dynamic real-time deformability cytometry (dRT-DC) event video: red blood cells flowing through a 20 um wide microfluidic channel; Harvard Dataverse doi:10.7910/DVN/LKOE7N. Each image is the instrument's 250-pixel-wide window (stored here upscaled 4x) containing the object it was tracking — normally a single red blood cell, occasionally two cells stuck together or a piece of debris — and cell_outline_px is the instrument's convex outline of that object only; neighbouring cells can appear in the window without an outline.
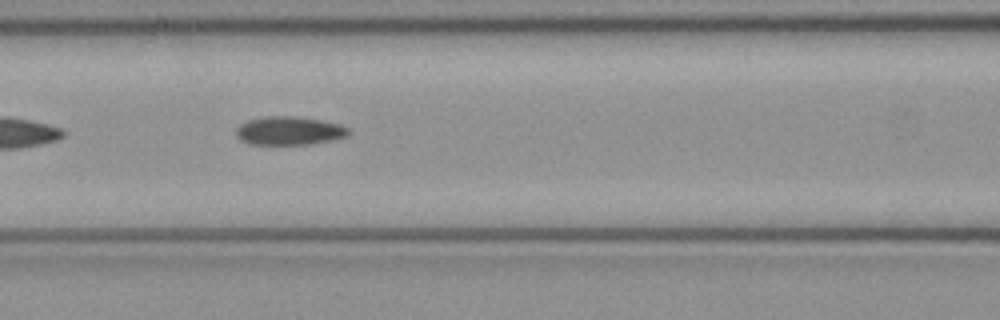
{"species": "common noctule bat (a hibernating species)", "species_latin": "Nyctalus noctula", "temperature_condition": "cold", "stored_images_in_passage": 8, "camera_frame_rate_fps": 3000, "um_per_image_px": 0.085, "animal": {"sex": "female", "body_mass_g": 21.9}, "frame": {"image": 1, "passage_image": 6, "time_ms": 1.667, "image_size_px": [1000, 320], "cell_outline_px": [[348, 136], [332, 140], [308, 144], [248, 144], [240, 140], [236, 136], [236, 128], [240, 124], [248, 120], [268, 116], [296, 116], [320, 120], [340, 124], [348, 128]], "centroid_in_image_um": [24.56, 11.11], "position_along_channel_um": 142.0, "area_um2": 18.61}}
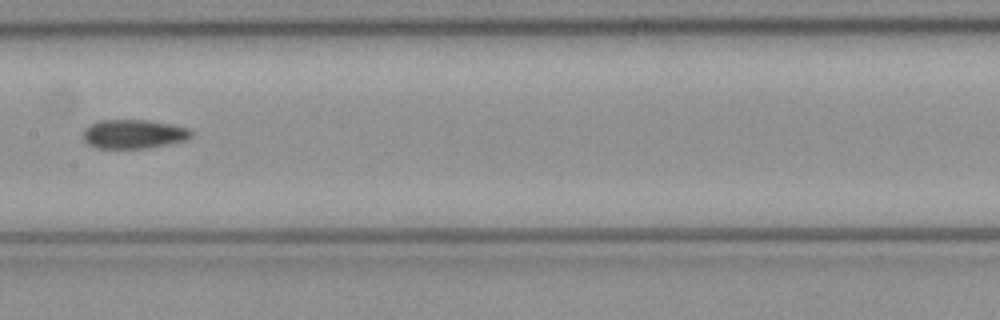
{"frame": {"image": 2, "passage_image": 7, "time_ms": 2.0, "image_size_px": [1000, 320], "cell_outline_px": [[192, 136], [184, 140], [144, 148], [96, 148], [88, 144], [84, 140], [84, 128], [88, 124], [100, 120], [148, 120], [172, 124], [188, 128], [192, 132]], "centroid_in_image_um": [11.31, 11.38], "position_along_channel_um": 196.1, "area_um2": 18.15}}
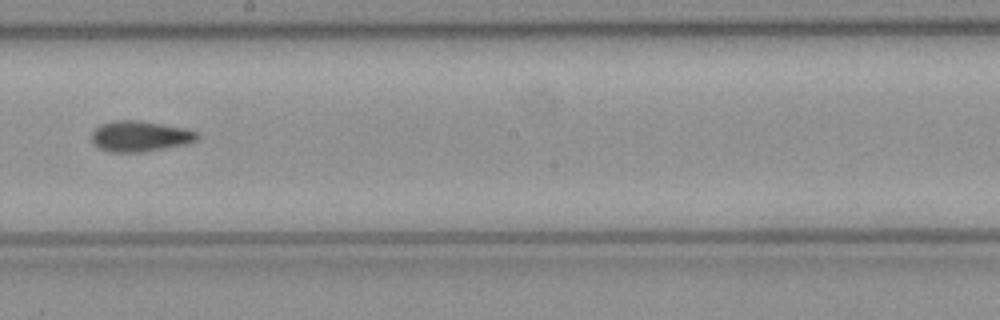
{"frame": {"image": 3, "passage_image": 8, "time_ms": 2.333, "image_size_px": [1000, 320], "cell_outline_px": [[200, 136], [196, 140], [184, 144], [144, 152], [108, 152], [100, 148], [92, 140], [92, 132], [100, 124], [112, 120], [140, 120], [184, 128], [196, 132]], "centroid_in_image_um": [11.88, 11.57], "position_along_channel_um": 236.3, "area_um2": 18.79}}